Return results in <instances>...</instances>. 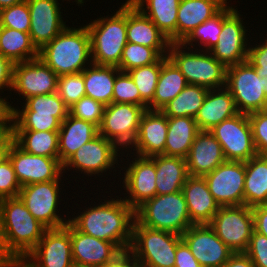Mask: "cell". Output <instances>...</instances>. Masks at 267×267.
Returning a JSON list of instances; mask_svg holds the SVG:
<instances>
[{"mask_svg": "<svg viewBox=\"0 0 267 267\" xmlns=\"http://www.w3.org/2000/svg\"><path fill=\"white\" fill-rule=\"evenodd\" d=\"M99 204L88 207L69 221L87 235L110 241L121 251L129 250L135 211L122 197L104 200Z\"/></svg>", "mask_w": 267, "mask_h": 267, "instance_id": "cell-1", "label": "cell"}, {"mask_svg": "<svg viewBox=\"0 0 267 267\" xmlns=\"http://www.w3.org/2000/svg\"><path fill=\"white\" fill-rule=\"evenodd\" d=\"M46 230L19 196L0 200L1 242L10 259H24L36 247Z\"/></svg>", "mask_w": 267, "mask_h": 267, "instance_id": "cell-2", "label": "cell"}, {"mask_svg": "<svg viewBox=\"0 0 267 267\" xmlns=\"http://www.w3.org/2000/svg\"><path fill=\"white\" fill-rule=\"evenodd\" d=\"M38 57L58 76L82 72L92 64L88 28L86 25L78 28L66 26L38 50Z\"/></svg>", "mask_w": 267, "mask_h": 267, "instance_id": "cell-3", "label": "cell"}, {"mask_svg": "<svg viewBox=\"0 0 267 267\" xmlns=\"http://www.w3.org/2000/svg\"><path fill=\"white\" fill-rule=\"evenodd\" d=\"M113 16L86 25L91 39V58L96 65L118 66L127 44V0Z\"/></svg>", "mask_w": 267, "mask_h": 267, "instance_id": "cell-4", "label": "cell"}, {"mask_svg": "<svg viewBox=\"0 0 267 267\" xmlns=\"http://www.w3.org/2000/svg\"><path fill=\"white\" fill-rule=\"evenodd\" d=\"M167 58L181 71L188 84L199 85L209 90L224 88L226 85L227 67L209 51H194L182 43H171Z\"/></svg>", "mask_w": 267, "mask_h": 267, "instance_id": "cell-5", "label": "cell"}, {"mask_svg": "<svg viewBox=\"0 0 267 267\" xmlns=\"http://www.w3.org/2000/svg\"><path fill=\"white\" fill-rule=\"evenodd\" d=\"M135 220L141 226L178 235L194 225L182 190L148 199L135 210Z\"/></svg>", "mask_w": 267, "mask_h": 267, "instance_id": "cell-6", "label": "cell"}, {"mask_svg": "<svg viewBox=\"0 0 267 267\" xmlns=\"http://www.w3.org/2000/svg\"><path fill=\"white\" fill-rule=\"evenodd\" d=\"M181 235L141 226L134 220L129 251L143 267H175Z\"/></svg>", "mask_w": 267, "mask_h": 267, "instance_id": "cell-7", "label": "cell"}, {"mask_svg": "<svg viewBox=\"0 0 267 267\" xmlns=\"http://www.w3.org/2000/svg\"><path fill=\"white\" fill-rule=\"evenodd\" d=\"M225 88L233 96L239 113L250 114L267 109L263 78L248 61L227 67Z\"/></svg>", "mask_w": 267, "mask_h": 267, "instance_id": "cell-8", "label": "cell"}, {"mask_svg": "<svg viewBox=\"0 0 267 267\" xmlns=\"http://www.w3.org/2000/svg\"><path fill=\"white\" fill-rule=\"evenodd\" d=\"M209 226L234 253L245 252L254 230L252 209L246 205L219 207Z\"/></svg>", "mask_w": 267, "mask_h": 267, "instance_id": "cell-9", "label": "cell"}, {"mask_svg": "<svg viewBox=\"0 0 267 267\" xmlns=\"http://www.w3.org/2000/svg\"><path fill=\"white\" fill-rule=\"evenodd\" d=\"M146 110V107L136 104L106 105L99 126V135L113 141L119 148L122 146V150L123 147L128 149L137 137L140 120Z\"/></svg>", "mask_w": 267, "mask_h": 267, "instance_id": "cell-10", "label": "cell"}, {"mask_svg": "<svg viewBox=\"0 0 267 267\" xmlns=\"http://www.w3.org/2000/svg\"><path fill=\"white\" fill-rule=\"evenodd\" d=\"M61 181L33 183L24 185L20 189V199L34 218L47 229L61 228L69 222V218L67 220L57 214Z\"/></svg>", "mask_w": 267, "mask_h": 267, "instance_id": "cell-11", "label": "cell"}, {"mask_svg": "<svg viewBox=\"0 0 267 267\" xmlns=\"http://www.w3.org/2000/svg\"><path fill=\"white\" fill-rule=\"evenodd\" d=\"M209 131L221 144L226 161L246 162L257 155L248 114L238 113Z\"/></svg>", "mask_w": 267, "mask_h": 267, "instance_id": "cell-12", "label": "cell"}, {"mask_svg": "<svg viewBox=\"0 0 267 267\" xmlns=\"http://www.w3.org/2000/svg\"><path fill=\"white\" fill-rule=\"evenodd\" d=\"M241 14L232 6L223 8V23L220 39L209 52L226 67L247 61L248 38Z\"/></svg>", "mask_w": 267, "mask_h": 267, "instance_id": "cell-13", "label": "cell"}, {"mask_svg": "<svg viewBox=\"0 0 267 267\" xmlns=\"http://www.w3.org/2000/svg\"><path fill=\"white\" fill-rule=\"evenodd\" d=\"M120 149L113 141L106 139L102 135L96 136L93 140L82 145L63 164V172L71 168L84 175H101L107 173L108 169H113L120 159ZM119 154V155H118ZM119 157V158H118ZM119 159V160H118ZM100 173V174H99Z\"/></svg>", "mask_w": 267, "mask_h": 267, "instance_id": "cell-14", "label": "cell"}, {"mask_svg": "<svg viewBox=\"0 0 267 267\" xmlns=\"http://www.w3.org/2000/svg\"><path fill=\"white\" fill-rule=\"evenodd\" d=\"M245 162L225 161L204 177L220 207L244 205Z\"/></svg>", "mask_w": 267, "mask_h": 267, "instance_id": "cell-15", "label": "cell"}, {"mask_svg": "<svg viewBox=\"0 0 267 267\" xmlns=\"http://www.w3.org/2000/svg\"><path fill=\"white\" fill-rule=\"evenodd\" d=\"M24 261L27 267H75L71 249L70 221L64 227L47 229Z\"/></svg>", "mask_w": 267, "mask_h": 267, "instance_id": "cell-16", "label": "cell"}, {"mask_svg": "<svg viewBox=\"0 0 267 267\" xmlns=\"http://www.w3.org/2000/svg\"><path fill=\"white\" fill-rule=\"evenodd\" d=\"M10 162L21 187L33 183L61 180L63 164L59 158H49L25 152L15 142L9 152Z\"/></svg>", "mask_w": 267, "mask_h": 267, "instance_id": "cell-17", "label": "cell"}, {"mask_svg": "<svg viewBox=\"0 0 267 267\" xmlns=\"http://www.w3.org/2000/svg\"><path fill=\"white\" fill-rule=\"evenodd\" d=\"M59 76L39 57L14 64L12 90L24 100L57 92Z\"/></svg>", "mask_w": 267, "mask_h": 267, "instance_id": "cell-18", "label": "cell"}, {"mask_svg": "<svg viewBox=\"0 0 267 267\" xmlns=\"http://www.w3.org/2000/svg\"><path fill=\"white\" fill-rule=\"evenodd\" d=\"M181 237L202 267H221L234 253L209 224L192 225Z\"/></svg>", "mask_w": 267, "mask_h": 267, "instance_id": "cell-19", "label": "cell"}, {"mask_svg": "<svg viewBox=\"0 0 267 267\" xmlns=\"http://www.w3.org/2000/svg\"><path fill=\"white\" fill-rule=\"evenodd\" d=\"M134 156L136 158L130 161L127 169L123 167L125 172L122 184L129 195L122 199L135 211L156 195V169L151 157Z\"/></svg>", "mask_w": 267, "mask_h": 267, "instance_id": "cell-20", "label": "cell"}, {"mask_svg": "<svg viewBox=\"0 0 267 267\" xmlns=\"http://www.w3.org/2000/svg\"><path fill=\"white\" fill-rule=\"evenodd\" d=\"M30 12V38L40 50L52 41L65 27L58 0H26Z\"/></svg>", "mask_w": 267, "mask_h": 267, "instance_id": "cell-21", "label": "cell"}, {"mask_svg": "<svg viewBox=\"0 0 267 267\" xmlns=\"http://www.w3.org/2000/svg\"><path fill=\"white\" fill-rule=\"evenodd\" d=\"M70 238L75 267H106L121 252L114 243L87 235L71 222Z\"/></svg>", "mask_w": 267, "mask_h": 267, "instance_id": "cell-22", "label": "cell"}, {"mask_svg": "<svg viewBox=\"0 0 267 267\" xmlns=\"http://www.w3.org/2000/svg\"><path fill=\"white\" fill-rule=\"evenodd\" d=\"M168 132V117L161 110H146L140 120L139 130L132 147L142 157L164 155Z\"/></svg>", "mask_w": 267, "mask_h": 267, "instance_id": "cell-23", "label": "cell"}, {"mask_svg": "<svg viewBox=\"0 0 267 267\" xmlns=\"http://www.w3.org/2000/svg\"><path fill=\"white\" fill-rule=\"evenodd\" d=\"M127 42L154 48L161 56H167L171 44L158 27L127 0Z\"/></svg>", "mask_w": 267, "mask_h": 267, "instance_id": "cell-24", "label": "cell"}, {"mask_svg": "<svg viewBox=\"0 0 267 267\" xmlns=\"http://www.w3.org/2000/svg\"><path fill=\"white\" fill-rule=\"evenodd\" d=\"M225 161L217 139L210 131H200L186 157L188 175L203 177Z\"/></svg>", "mask_w": 267, "mask_h": 267, "instance_id": "cell-25", "label": "cell"}, {"mask_svg": "<svg viewBox=\"0 0 267 267\" xmlns=\"http://www.w3.org/2000/svg\"><path fill=\"white\" fill-rule=\"evenodd\" d=\"M229 2L225 0H180L176 43H181L196 27L216 16Z\"/></svg>", "mask_w": 267, "mask_h": 267, "instance_id": "cell-26", "label": "cell"}, {"mask_svg": "<svg viewBox=\"0 0 267 267\" xmlns=\"http://www.w3.org/2000/svg\"><path fill=\"white\" fill-rule=\"evenodd\" d=\"M182 192L191 222L194 225L209 224L220 206L210 193L204 177L188 176Z\"/></svg>", "mask_w": 267, "mask_h": 267, "instance_id": "cell-27", "label": "cell"}, {"mask_svg": "<svg viewBox=\"0 0 267 267\" xmlns=\"http://www.w3.org/2000/svg\"><path fill=\"white\" fill-rule=\"evenodd\" d=\"M238 113L233 96L224 87L208 90L203 105L194 119L200 131H209L225 119Z\"/></svg>", "mask_w": 267, "mask_h": 267, "instance_id": "cell-28", "label": "cell"}, {"mask_svg": "<svg viewBox=\"0 0 267 267\" xmlns=\"http://www.w3.org/2000/svg\"><path fill=\"white\" fill-rule=\"evenodd\" d=\"M99 135V128L68 114L58 131L59 161L64 164L82 145Z\"/></svg>", "mask_w": 267, "mask_h": 267, "instance_id": "cell-29", "label": "cell"}, {"mask_svg": "<svg viewBox=\"0 0 267 267\" xmlns=\"http://www.w3.org/2000/svg\"><path fill=\"white\" fill-rule=\"evenodd\" d=\"M151 158L155 161L156 195L181 191L189 176L186 159L163 154Z\"/></svg>", "mask_w": 267, "mask_h": 267, "instance_id": "cell-30", "label": "cell"}, {"mask_svg": "<svg viewBox=\"0 0 267 267\" xmlns=\"http://www.w3.org/2000/svg\"><path fill=\"white\" fill-rule=\"evenodd\" d=\"M171 43H176V24L180 0H129Z\"/></svg>", "mask_w": 267, "mask_h": 267, "instance_id": "cell-31", "label": "cell"}, {"mask_svg": "<svg viewBox=\"0 0 267 267\" xmlns=\"http://www.w3.org/2000/svg\"><path fill=\"white\" fill-rule=\"evenodd\" d=\"M199 132L193 117H168L164 155L186 159Z\"/></svg>", "mask_w": 267, "mask_h": 267, "instance_id": "cell-32", "label": "cell"}, {"mask_svg": "<svg viewBox=\"0 0 267 267\" xmlns=\"http://www.w3.org/2000/svg\"><path fill=\"white\" fill-rule=\"evenodd\" d=\"M244 205L267 204V155H256L245 162Z\"/></svg>", "mask_w": 267, "mask_h": 267, "instance_id": "cell-33", "label": "cell"}, {"mask_svg": "<svg viewBox=\"0 0 267 267\" xmlns=\"http://www.w3.org/2000/svg\"><path fill=\"white\" fill-rule=\"evenodd\" d=\"M121 70L116 66L91 64L83 70L85 94L105 106L112 103L116 75Z\"/></svg>", "mask_w": 267, "mask_h": 267, "instance_id": "cell-34", "label": "cell"}, {"mask_svg": "<svg viewBox=\"0 0 267 267\" xmlns=\"http://www.w3.org/2000/svg\"><path fill=\"white\" fill-rule=\"evenodd\" d=\"M188 82L181 71L167 58L162 56V67L156 85V91L148 110H161L174 99Z\"/></svg>", "mask_w": 267, "mask_h": 267, "instance_id": "cell-35", "label": "cell"}, {"mask_svg": "<svg viewBox=\"0 0 267 267\" xmlns=\"http://www.w3.org/2000/svg\"><path fill=\"white\" fill-rule=\"evenodd\" d=\"M0 54L14 64L38 58V50L33 45L29 33L1 26Z\"/></svg>", "mask_w": 267, "mask_h": 267, "instance_id": "cell-36", "label": "cell"}, {"mask_svg": "<svg viewBox=\"0 0 267 267\" xmlns=\"http://www.w3.org/2000/svg\"><path fill=\"white\" fill-rule=\"evenodd\" d=\"M15 143L25 152L59 158L58 131H11Z\"/></svg>", "mask_w": 267, "mask_h": 267, "instance_id": "cell-37", "label": "cell"}, {"mask_svg": "<svg viewBox=\"0 0 267 267\" xmlns=\"http://www.w3.org/2000/svg\"><path fill=\"white\" fill-rule=\"evenodd\" d=\"M207 88L188 84L174 99L169 101L161 111L167 117H193L203 105L208 93Z\"/></svg>", "mask_w": 267, "mask_h": 267, "instance_id": "cell-38", "label": "cell"}, {"mask_svg": "<svg viewBox=\"0 0 267 267\" xmlns=\"http://www.w3.org/2000/svg\"><path fill=\"white\" fill-rule=\"evenodd\" d=\"M22 104L24 105L21 110L11 106L10 112H36V114L53 115L61 123L69 114V108L57 92L29 97Z\"/></svg>", "mask_w": 267, "mask_h": 267, "instance_id": "cell-39", "label": "cell"}, {"mask_svg": "<svg viewBox=\"0 0 267 267\" xmlns=\"http://www.w3.org/2000/svg\"><path fill=\"white\" fill-rule=\"evenodd\" d=\"M161 67L162 57L156 63L127 71L140 92V106L148 109V105L152 102Z\"/></svg>", "mask_w": 267, "mask_h": 267, "instance_id": "cell-40", "label": "cell"}, {"mask_svg": "<svg viewBox=\"0 0 267 267\" xmlns=\"http://www.w3.org/2000/svg\"><path fill=\"white\" fill-rule=\"evenodd\" d=\"M61 122L53 115L36 112H10V131H59Z\"/></svg>", "mask_w": 267, "mask_h": 267, "instance_id": "cell-41", "label": "cell"}, {"mask_svg": "<svg viewBox=\"0 0 267 267\" xmlns=\"http://www.w3.org/2000/svg\"><path fill=\"white\" fill-rule=\"evenodd\" d=\"M223 23V9L212 19L205 21L196 27L191 33L181 42L185 47L195 48L198 42L199 48L204 46L205 51H209L220 39ZM195 41V42H194ZM193 42L195 44H193ZM201 43V44H199ZM194 46V47H193Z\"/></svg>", "mask_w": 267, "mask_h": 267, "instance_id": "cell-42", "label": "cell"}, {"mask_svg": "<svg viewBox=\"0 0 267 267\" xmlns=\"http://www.w3.org/2000/svg\"><path fill=\"white\" fill-rule=\"evenodd\" d=\"M162 56L154 49L144 45L127 42L122 51L120 64L122 72L156 63Z\"/></svg>", "mask_w": 267, "mask_h": 267, "instance_id": "cell-43", "label": "cell"}, {"mask_svg": "<svg viewBox=\"0 0 267 267\" xmlns=\"http://www.w3.org/2000/svg\"><path fill=\"white\" fill-rule=\"evenodd\" d=\"M57 93L68 108L73 106L83 96H86L83 71L59 76Z\"/></svg>", "mask_w": 267, "mask_h": 267, "instance_id": "cell-44", "label": "cell"}, {"mask_svg": "<svg viewBox=\"0 0 267 267\" xmlns=\"http://www.w3.org/2000/svg\"><path fill=\"white\" fill-rule=\"evenodd\" d=\"M0 26L29 33L30 12L27 1L0 10Z\"/></svg>", "mask_w": 267, "mask_h": 267, "instance_id": "cell-45", "label": "cell"}, {"mask_svg": "<svg viewBox=\"0 0 267 267\" xmlns=\"http://www.w3.org/2000/svg\"><path fill=\"white\" fill-rule=\"evenodd\" d=\"M105 105L88 96H83L69 108V114L75 118L95 124L98 128L101 124Z\"/></svg>", "mask_w": 267, "mask_h": 267, "instance_id": "cell-46", "label": "cell"}, {"mask_svg": "<svg viewBox=\"0 0 267 267\" xmlns=\"http://www.w3.org/2000/svg\"><path fill=\"white\" fill-rule=\"evenodd\" d=\"M112 103H128L140 106V92L127 72L116 74Z\"/></svg>", "mask_w": 267, "mask_h": 267, "instance_id": "cell-47", "label": "cell"}, {"mask_svg": "<svg viewBox=\"0 0 267 267\" xmlns=\"http://www.w3.org/2000/svg\"><path fill=\"white\" fill-rule=\"evenodd\" d=\"M258 155H267V109L248 114Z\"/></svg>", "mask_w": 267, "mask_h": 267, "instance_id": "cell-48", "label": "cell"}, {"mask_svg": "<svg viewBox=\"0 0 267 267\" xmlns=\"http://www.w3.org/2000/svg\"><path fill=\"white\" fill-rule=\"evenodd\" d=\"M21 185L8 158L0 164V200L18 197Z\"/></svg>", "mask_w": 267, "mask_h": 267, "instance_id": "cell-49", "label": "cell"}, {"mask_svg": "<svg viewBox=\"0 0 267 267\" xmlns=\"http://www.w3.org/2000/svg\"><path fill=\"white\" fill-rule=\"evenodd\" d=\"M245 253L253 262L254 267H267V236L253 230Z\"/></svg>", "mask_w": 267, "mask_h": 267, "instance_id": "cell-50", "label": "cell"}, {"mask_svg": "<svg viewBox=\"0 0 267 267\" xmlns=\"http://www.w3.org/2000/svg\"><path fill=\"white\" fill-rule=\"evenodd\" d=\"M248 47L247 61L255 68L259 77L267 76V39L262 44Z\"/></svg>", "mask_w": 267, "mask_h": 267, "instance_id": "cell-51", "label": "cell"}, {"mask_svg": "<svg viewBox=\"0 0 267 267\" xmlns=\"http://www.w3.org/2000/svg\"><path fill=\"white\" fill-rule=\"evenodd\" d=\"M175 267H202L183 240L177 246Z\"/></svg>", "mask_w": 267, "mask_h": 267, "instance_id": "cell-52", "label": "cell"}, {"mask_svg": "<svg viewBox=\"0 0 267 267\" xmlns=\"http://www.w3.org/2000/svg\"><path fill=\"white\" fill-rule=\"evenodd\" d=\"M13 68L14 63L10 59L0 54V92H2L4 88L5 91L12 90Z\"/></svg>", "mask_w": 267, "mask_h": 267, "instance_id": "cell-53", "label": "cell"}, {"mask_svg": "<svg viewBox=\"0 0 267 267\" xmlns=\"http://www.w3.org/2000/svg\"><path fill=\"white\" fill-rule=\"evenodd\" d=\"M254 217V230L267 236V204L251 207Z\"/></svg>", "mask_w": 267, "mask_h": 267, "instance_id": "cell-54", "label": "cell"}, {"mask_svg": "<svg viewBox=\"0 0 267 267\" xmlns=\"http://www.w3.org/2000/svg\"><path fill=\"white\" fill-rule=\"evenodd\" d=\"M106 267H143V266L129 250H125L121 251Z\"/></svg>", "mask_w": 267, "mask_h": 267, "instance_id": "cell-55", "label": "cell"}, {"mask_svg": "<svg viewBox=\"0 0 267 267\" xmlns=\"http://www.w3.org/2000/svg\"><path fill=\"white\" fill-rule=\"evenodd\" d=\"M14 142V137L10 129L0 134V164L8 159L10 149Z\"/></svg>", "mask_w": 267, "mask_h": 267, "instance_id": "cell-56", "label": "cell"}, {"mask_svg": "<svg viewBox=\"0 0 267 267\" xmlns=\"http://www.w3.org/2000/svg\"><path fill=\"white\" fill-rule=\"evenodd\" d=\"M221 267H254V265L245 252H237L233 253Z\"/></svg>", "mask_w": 267, "mask_h": 267, "instance_id": "cell-57", "label": "cell"}, {"mask_svg": "<svg viewBox=\"0 0 267 267\" xmlns=\"http://www.w3.org/2000/svg\"><path fill=\"white\" fill-rule=\"evenodd\" d=\"M6 100H8L6 97H0V125H9L11 104H9Z\"/></svg>", "mask_w": 267, "mask_h": 267, "instance_id": "cell-58", "label": "cell"}, {"mask_svg": "<svg viewBox=\"0 0 267 267\" xmlns=\"http://www.w3.org/2000/svg\"><path fill=\"white\" fill-rule=\"evenodd\" d=\"M0 267H27L24 259H10L0 263Z\"/></svg>", "mask_w": 267, "mask_h": 267, "instance_id": "cell-59", "label": "cell"}, {"mask_svg": "<svg viewBox=\"0 0 267 267\" xmlns=\"http://www.w3.org/2000/svg\"><path fill=\"white\" fill-rule=\"evenodd\" d=\"M23 1L25 0H0V10L21 3Z\"/></svg>", "mask_w": 267, "mask_h": 267, "instance_id": "cell-60", "label": "cell"}, {"mask_svg": "<svg viewBox=\"0 0 267 267\" xmlns=\"http://www.w3.org/2000/svg\"><path fill=\"white\" fill-rule=\"evenodd\" d=\"M10 260V258L6 255L4 252L2 242H1V236H0V263Z\"/></svg>", "mask_w": 267, "mask_h": 267, "instance_id": "cell-61", "label": "cell"}, {"mask_svg": "<svg viewBox=\"0 0 267 267\" xmlns=\"http://www.w3.org/2000/svg\"><path fill=\"white\" fill-rule=\"evenodd\" d=\"M263 84H264V93L267 96V76L263 77Z\"/></svg>", "mask_w": 267, "mask_h": 267, "instance_id": "cell-62", "label": "cell"}, {"mask_svg": "<svg viewBox=\"0 0 267 267\" xmlns=\"http://www.w3.org/2000/svg\"><path fill=\"white\" fill-rule=\"evenodd\" d=\"M9 129V125H0V134Z\"/></svg>", "mask_w": 267, "mask_h": 267, "instance_id": "cell-63", "label": "cell"}, {"mask_svg": "<svg viewBox=\"0 0 267 267\" xmlns=\"http://www.w3.org/2000/svg\"><path fill=\"white\" fill-rule=\"evenodd\" d=\"M74 2H77L76 4L79 5H83V3L85 2L84 0H75Z\"/></svg>", "mask_w": 267, "mask_h": 267, "instance_id": "cell-64", "label": "cell"}]
</instances>
